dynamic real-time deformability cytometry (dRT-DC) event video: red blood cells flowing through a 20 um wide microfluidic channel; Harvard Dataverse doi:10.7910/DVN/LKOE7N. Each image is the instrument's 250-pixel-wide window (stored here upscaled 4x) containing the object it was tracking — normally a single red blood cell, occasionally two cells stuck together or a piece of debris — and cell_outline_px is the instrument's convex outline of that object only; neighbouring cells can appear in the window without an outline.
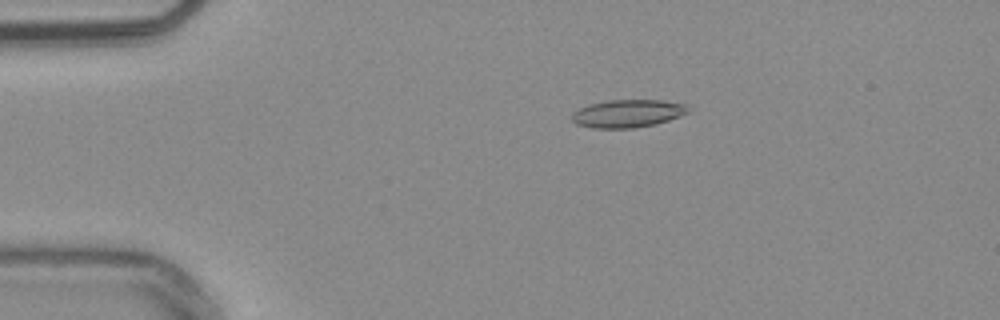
{"species": "common noctule bat (a hibernating species)", "species_latin": "Nyctalus noctula", "temperature_condition": "warm", "stored_images_in_passage": 50, "camera_frame_rate_fps": 3000, "um_per_image_px": 0.085, "animal": {"sex": "male", "body_mass_g": 20.4}, "frame": {"image": 1, "passage_image": 7, "time_ms": 2.0, "image_size_px": [1000, 320], "cell_outline_px": [[688, 112], [680, 116], [656, 124], [632, 128], [592, 128], [576, 124], [572, 120], [572, 112], [588, 104], [608, 100], [660, 100], [684, 104], [688, 108]], "centroid_in_image_um": [53.31, 9.65], "position_along_channel_um": 31.7, "area_um2": 18.79}}
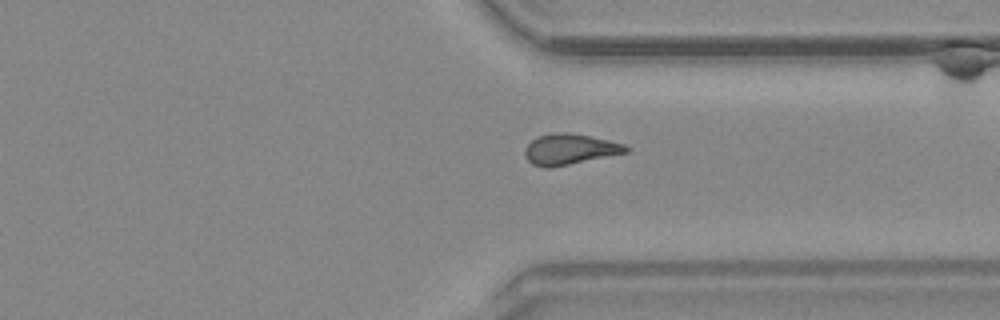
{"frame": {"image": 2, "passage_image": 37, "time_ms": 12.0, "image_size_px": [1000, 320], "cell_outline_px": [[628, 152], [548, 168], [544, 168], [532, 164], [528, 160], [524, 152], [524, 148], [536, 136], [552, 132], [564, 132], [588, 136], [608, 140], [624, 144], [628, 148]], "centroid_in_image_um": [48.37, 12.68], "position_along_channel_um": 363.0, "area_um2": 17.86}}
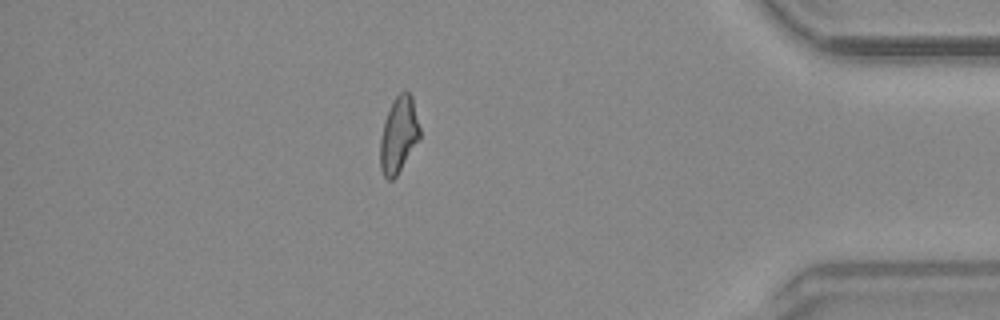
{"frame": {"image": 3, "passage_image": 43, "time_ms": 14.0, "image_size_px": [1000, 320], "cell_outline_px": [[420, 140], [396, 176], [392, 180], [388, 180], [384, 176], [380, 168], [380, 136], [384, 120], [392, 100], [400, 92], [408, 92], [412, 96], [420, 128]], "centroid_in_image_um": [33.88, 11.47], "position_along_channel_um": 401.3, "area_um2": 17.74}, "authors_computed_cell_mechanics": {"area_um2": 17.918, "velocity_mm_per_s": 3.8149, "shape_relaxation_time_tau1_ms": null, "shape_relaxation_time_tau2_ms": 5.1579, "deformation_change_tau1": null, "deformation_change_tau2": 0.1377}}